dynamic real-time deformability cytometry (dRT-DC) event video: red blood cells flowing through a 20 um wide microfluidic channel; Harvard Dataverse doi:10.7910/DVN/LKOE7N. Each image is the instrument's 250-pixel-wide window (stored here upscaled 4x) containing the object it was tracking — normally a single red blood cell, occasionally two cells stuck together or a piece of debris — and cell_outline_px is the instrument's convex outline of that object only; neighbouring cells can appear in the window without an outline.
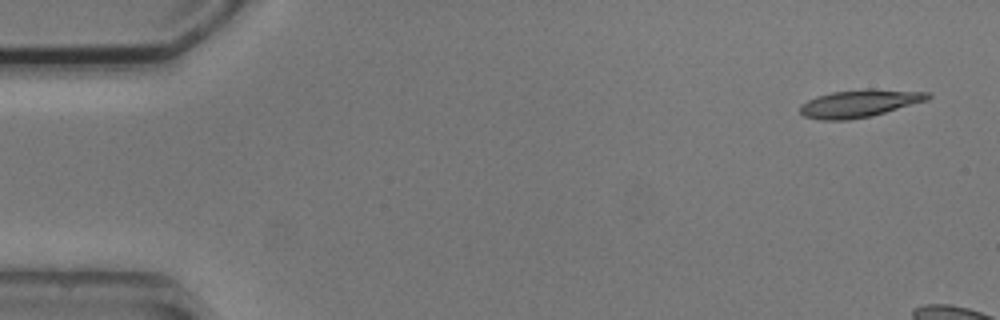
{"species": "common noctule bat (a hibernating species)", "species_latin": "Nyctalus noctula", "temperature_condition": "cold", "stored_images_in_passage": 5, "camera_frame_rate_fps": 3000, "um_per_image_px": 0.085, "animal": {"sex": "male", "body_mass_g": 20.5, "forearm_length_mm": 52.5}, "frame": {"image": 1, "passage_image": 1, "time_ms": 0.0, "image_size_px": [1000, 320], "cell_outline_px": [[932, 96], [928, 100], [872, 116], [848, 120], [820, 120], [804, 116], [800, 112], [800, 108], [808, 100], [816, 96], [832, 92], [864, 88], [872, 88], [928, 92]], "centroid_in_image_um": [73.08, 8.78], "position_along_channel_um": 11.9, "area_um2": 20.63}}
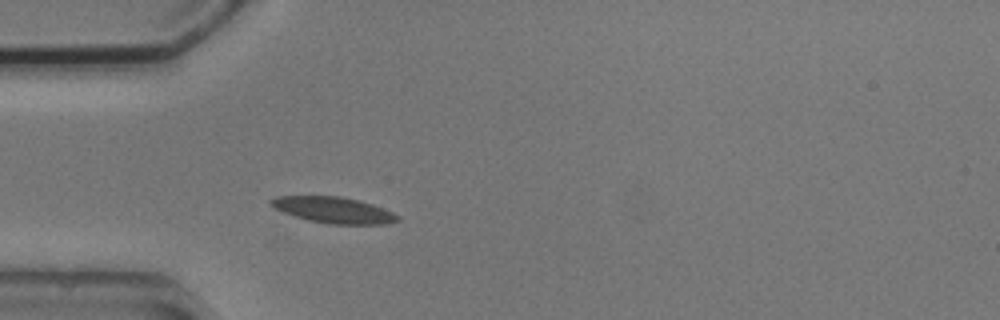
{"frame": {"image": 2, "passage_image": 5, "time_ms": 6.0, "image_size_px": [1000, 320], "cell_outline_px": [[400, 220], [388, 224], [328, 224], [308, 220], [284, 212], [268, 204], [268, 200], [276, 196], [340, 196], [372, 204], [392, 212], [400, 216]], "centroid_in_image_um": [28.35, 17.85], "position_along_channel_um": 56.6, "area_um2": 19.19}}